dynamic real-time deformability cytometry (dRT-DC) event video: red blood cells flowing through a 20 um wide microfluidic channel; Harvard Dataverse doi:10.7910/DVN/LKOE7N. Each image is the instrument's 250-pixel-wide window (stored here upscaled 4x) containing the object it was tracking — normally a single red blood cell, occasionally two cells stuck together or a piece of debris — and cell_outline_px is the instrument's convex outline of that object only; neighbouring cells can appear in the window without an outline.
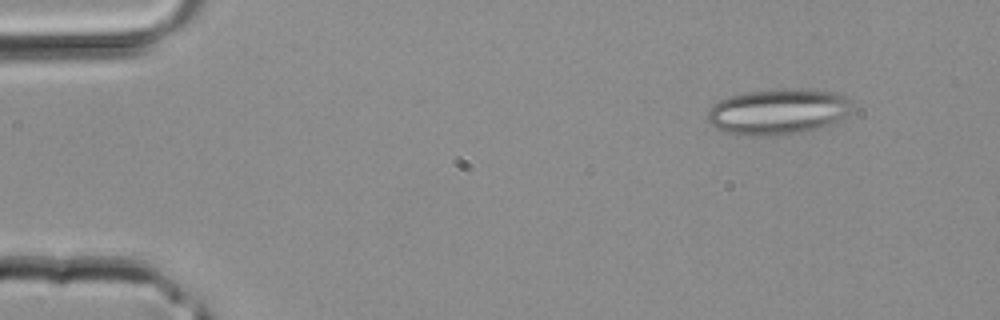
{"species": "common noctule bat (a hibernating species)", "species_latin": "Nyctalus noctula", "temperature_condition": "room temperature", "stored_images_in_passage": 36, "segment_of_instrument_passage": [1, 2], "camera_frame_rate_fps": 3000, "um_per_image_px": 0.085, "animal": {"sex": "male", "body_mass_g": 20.4}, "frame": {"image": 1, "passage_image": 1, "time_ms": 0.0, "image_size_px": [1000, 320], "cell_outline_px": [[852, 112], [828, 124], [804, 132], [776, 136], [736, 136], [724, 132], [716, 128], [708, 120], [708, 112], [720, 100], [728, 96], [748, 92], [788, 88], [832, 92], [848, 100], [852, 108]], "centroid_in_image_um": [66.08, 9.52], "position_along_channel_um": 18.9, "area_um2": 38.21}}